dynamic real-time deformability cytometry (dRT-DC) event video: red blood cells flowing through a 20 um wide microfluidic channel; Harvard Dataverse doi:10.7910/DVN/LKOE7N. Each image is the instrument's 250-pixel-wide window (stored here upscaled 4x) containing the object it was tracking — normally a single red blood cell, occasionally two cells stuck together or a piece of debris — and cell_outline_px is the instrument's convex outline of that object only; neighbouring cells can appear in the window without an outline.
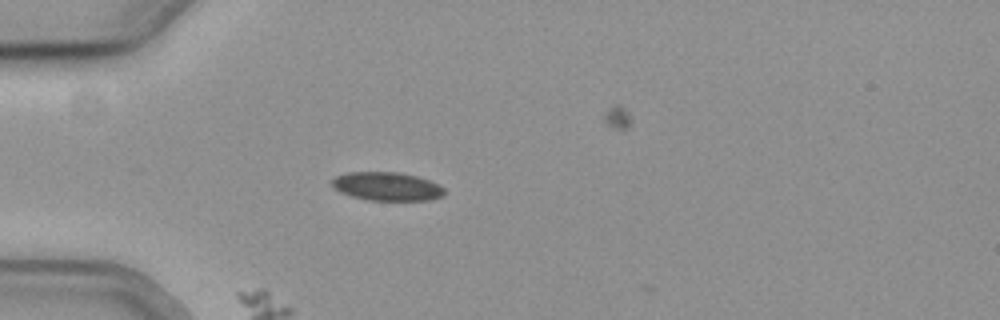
{"species": "common noctule bat (a hibernating species)", "species_latin": "Nyctalus noctula", "temperature_condition": "cold", "stored_images_in_passage": 50, "camera_frame_rate_fps": 3000, "um_per_image_px": 0.085, "animal": {"sex": "female", "body_mass_g": 19.3, "forearm_length_mm": 54.1}, "frame": {"image": 1, "passage_image": 1, "time_ms": 0.0, "image_size_px": [1000, 320], "cell_outline_px": [[444, 196], [428, 200], [368, 200], [352, 196], [340, 192], [332, 184], [332, 180], [336, 176], [348, 172], [400, 172], [416, 176], [428, 180], [444, 188]], "centroid_in_image_um": [32.89, 15.84], "position_along_channel_um": 52.1, "area_um2": 18.5}}